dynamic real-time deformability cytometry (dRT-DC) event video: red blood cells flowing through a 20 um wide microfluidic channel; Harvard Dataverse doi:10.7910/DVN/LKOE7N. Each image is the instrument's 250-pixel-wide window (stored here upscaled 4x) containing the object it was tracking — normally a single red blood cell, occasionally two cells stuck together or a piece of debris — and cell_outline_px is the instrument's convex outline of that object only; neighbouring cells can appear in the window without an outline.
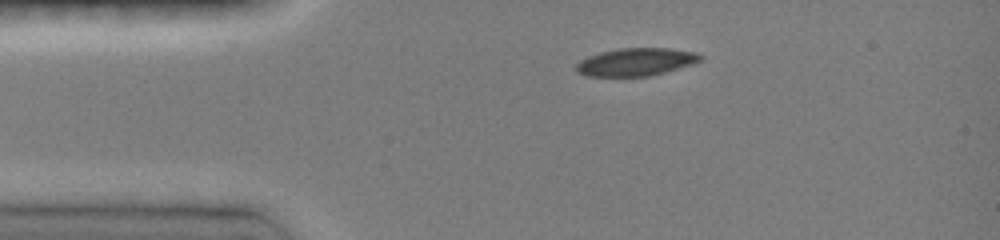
{"species": "common noctule bat (a hibernating species)", "species_latin": "Nyctalus noctula", "temperature_condition": "room temperature", "stored_images_in_passage": 36, "camera_frame_rate_fps": 3000, "um_per_image_px": 0.085, "animal": {"sex": "female", "body_mass_g": 19.0, "forearm_length_mm": 51.5}, "frame": {"image": 1, "passage_image": 1, "time_ms": 0.0, "image_size_px": [1000, 240], "cell_outline_px": [[704, 56], [700, 60], [692, 64], [664, 72], [648, 76], [588, 76], [576, 72], [576, 64], [580, 60], [588, 56], [600, 52], [620, 48], [668, 48], [696, 52]], "centroid_in_image_um": [54.04, 5.26], "position_along_channel_um": 31.0, "area_um2": 20.0}}
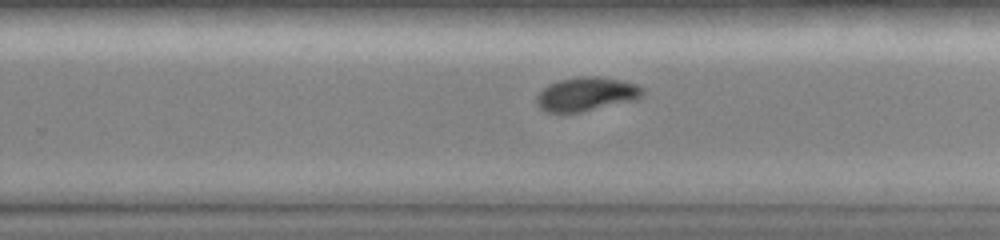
{"frame": {"image": 2, "passage_image": 22, "time_ms": 7.0, "image_size_px": [1000, 240], "cell_outline_px": [[644, 96], [636, 100], [580, 112], [548, 112], [540, 108], [536, 104], [536, 96], [548, 84], [560, 80], [580, 76], [600, 76], [620, 80], [636, 84], [644, 88]], "centroid_in_image_um": [49.87, 7.99], "position_along_channel_um": 279.9, "area_um2": 20.98}}
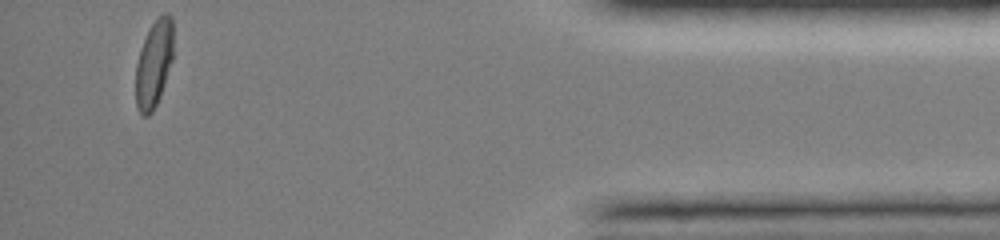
{"frame": {"image": 3, "passage_image": 36, "time_ms": 11.667, "image_size_px": [1000, 240], "cell_outline_px": [[172, 60], [160, 96], [152, 112], [148, 116], [140, 116], [136, 108], [136, 64], [140, 48], [152, 24], [164, 12], [168, 12], [172, 16]], "centroid_in_image_um": [13.07, 5.45], "position_along_channel_um": 422.1, "area_um2": 18.96}, "authors_computed_cell_mechanics": {"area_um2": 21.1837, "velocity_mm_per_s": 4.0709, "shape_relaxation_time_tau1_ms": 5.0055, "shape_relaxation_time_tau2_ms": 4.0939, "deformation_change_tau1": 0.1569, "deformation_change_tau2": 0.0611}}